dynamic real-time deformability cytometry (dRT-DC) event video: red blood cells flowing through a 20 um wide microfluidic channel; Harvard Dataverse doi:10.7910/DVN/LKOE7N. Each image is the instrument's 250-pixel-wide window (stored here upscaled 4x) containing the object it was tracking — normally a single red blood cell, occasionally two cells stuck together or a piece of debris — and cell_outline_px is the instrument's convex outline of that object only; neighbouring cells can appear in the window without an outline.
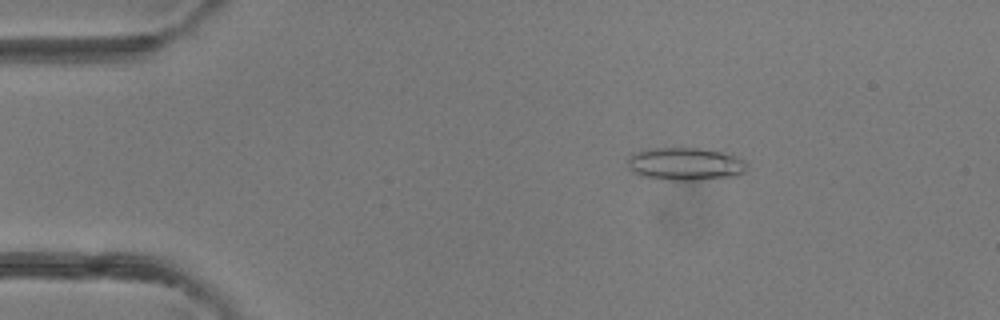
{"species": "common noctule bat (a hibernating species)", "species_latin": "Nyctalus noctula", "temperature_condition": "room temperature", "stored_images_in_passage": 6, "camera_frame_rate_fps": 3000, "um_per_image_px": 0.085, "animal": {"sex": "female"}, "frame": {"image": 1, "passage_image": 3, "time_ms": 2.333, "image_size_px": [1000, 320], "cell_outline_px": [[748, 168], [744, 172], [736, 176], [696, 180], [668, 180], [640, 176], [628, 168], [628, 156], [632, 152], [656, 148], [700, 148], [720, 152], [744, 160]], "centroid_in_image_um": [58.21, 13.94], "position_along_channel_um": 26.8, "area_um2": 22.77}}